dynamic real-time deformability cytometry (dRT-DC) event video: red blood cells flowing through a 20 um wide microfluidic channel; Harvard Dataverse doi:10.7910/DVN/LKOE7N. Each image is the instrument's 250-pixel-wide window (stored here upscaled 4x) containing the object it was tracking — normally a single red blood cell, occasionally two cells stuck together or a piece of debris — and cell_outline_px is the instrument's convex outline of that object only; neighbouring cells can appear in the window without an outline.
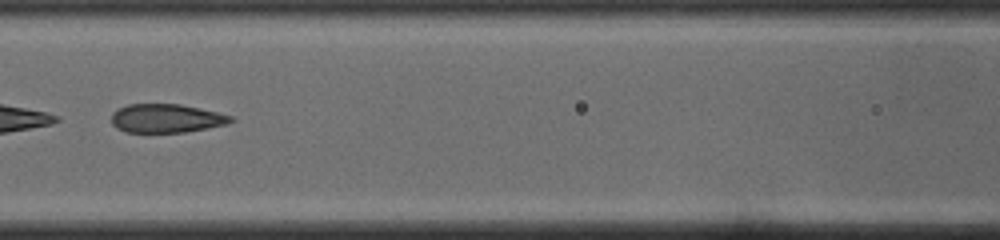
{"species": "common noctule bat (a hibernating species)", "species_latin": "Nyctalus noctula", "temperature_condition": "cold", "stored_images_in_passage": 24, "camera_frame_rate_fps": 3000, "um_per_image_px": 0.085, "animal": {"sex": "male", "body_mass_g": 19.0, "forearm_length_mm": 50.8}, "frame": {"image": 1, "passage_image": 11, "time_ms": 3.333, "image_size_px": [1000, 240], "cell_outline_px": [[236, 120], [228, 124], [208, 128], [184, 132], [124, 132], [116, 128], [112, 124], [112, 112], [128, 104], [180, 104], [216, 112], [232, 116]], "centroid_in_image_um": [14.14, 10.06], "position_along_channel_um": 152.5, "area_um2": 19.94}}
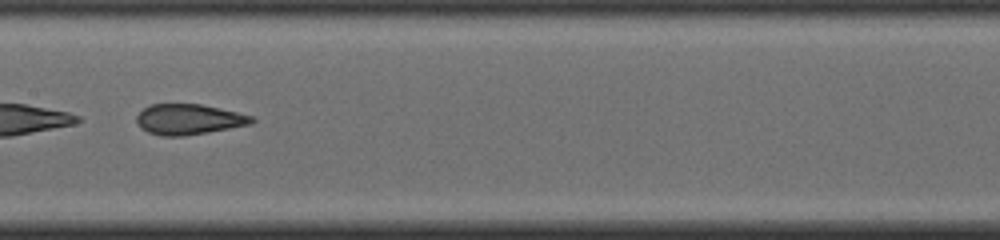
{"frame": {"image": 2, "passage_image": 14, "time_ms": 4.333, "image_size_px": [1000, 240], "cell_outline_px": [[256, 120], [248, 124], [208, 132], [184, 136], [160, 136], [148, 132], [140, 128], [136, 120], [136, 116], [144, 108], [152, 104], [200, 104], [236, 112], [252, 116]], "centroid_in_image_um": [15.99, 10.15], "position_along_channel_um": 191.4, "area_um2": 20.23}}
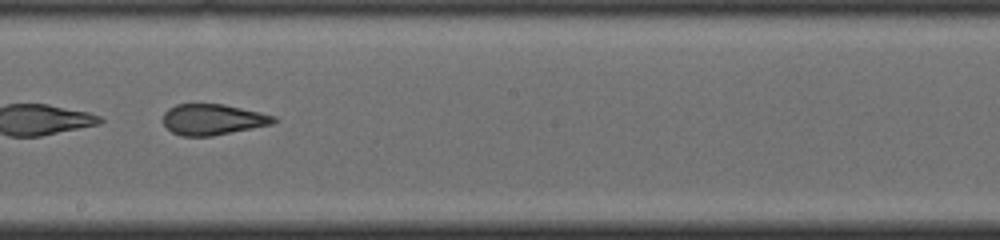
{"frame": {"image": 3, "passage_image": 17, "time_ms": 5.333, "image_size_px": [1000, 240], "cell_outline_px": [[276, 120], [272, 124], [212, 136], [180, 136], [172, 132], [164, 124], [164, 112], [168, 108], [176, 104], [224, 104], [260, 112], [276, 116]], "centroid_in_image_um": [18.08, 10.15], "position_along_channel_um": 230.1, "area_um2": 19.83}}